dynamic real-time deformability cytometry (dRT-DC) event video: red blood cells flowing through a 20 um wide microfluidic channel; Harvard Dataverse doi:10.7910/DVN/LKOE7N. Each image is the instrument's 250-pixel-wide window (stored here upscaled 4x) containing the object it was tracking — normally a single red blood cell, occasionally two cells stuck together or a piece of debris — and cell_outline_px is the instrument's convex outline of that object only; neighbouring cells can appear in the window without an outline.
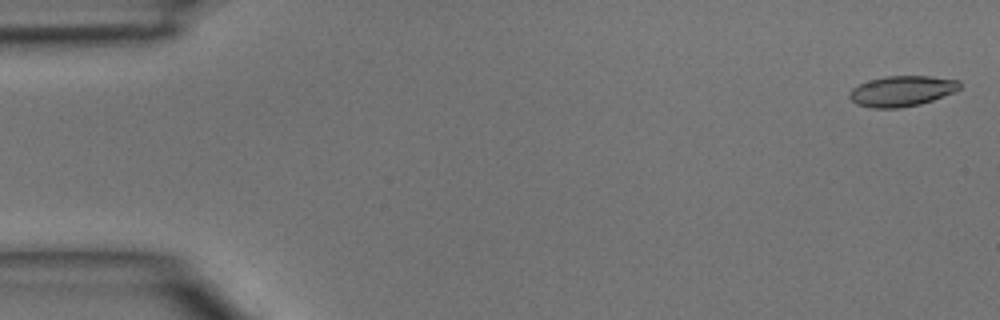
{"species": "common noctule bat (a hibernating species)", "species_latin": "Nyctalus noctula", "temperature_condition": "room temperature", "stored_images_in_passage": 44, "camera_frame_rate_fps": 3000, "um_per_image_px": 0.085, "animal": {"sex": "male", "body_mass_g": 15.6}, "frame": {"image": 1, "passage_image": 1, "time_ms": 0.0, "image_size_px": [1000, 320], "cell_outline_px": [[960, 88], [952, 92], [932, 100], [920, 104], [900, 108], [872, 108], [856, 104], [848, 96], [848, 92], [852, 88], [860, 84], [884, 76], [928, 76], [960, 80]], "centroid_in_image_um": [76.63, 7.74], "position_along_channel_um": 8.4, "area_um2": 19.48}}
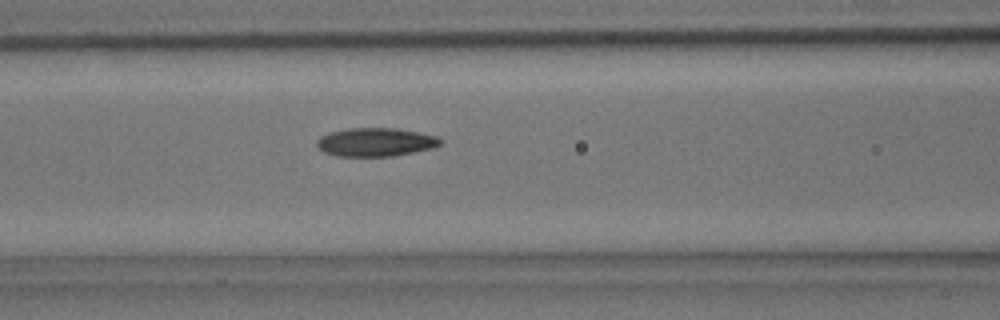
{"frame": {"image": 2, "passage_image": 18, "time_ms": 5.667, "image_size_px": [1000, 320], "cell_outline_px": [[444, 140], [440, 144], [432, 148], [392, 156], [340, 156], [324, 152], [316, 144], [316, 140], [320, 136], [328, 132], [348, 128], [396, 128], [440, 136]], "centroid_in_image_um": [31.94, 12.06], "position_along_channel_um": 134.7, "area_um2": 20.58}}
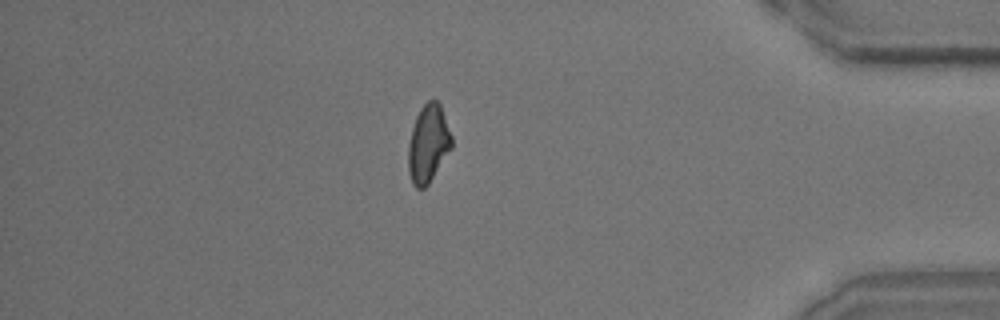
{"frame": {"image": 3, "passage_image": 38, "time_ms": 12.333, "image_size_px": [1000, 320], "cell_outline_px": [[452, 148], [428, 184], [424, 188], [416, 188], [412, 184], [408, 168], [408, 144], [412, 128], [416, 116], [420, 108], [428, 100], [436, 100], [440, 104], [452, 136]], "centroid_in_image_um": [36.39, 12.21], "position_along_channel_um": 398.8, "area_um2": 19.65}}